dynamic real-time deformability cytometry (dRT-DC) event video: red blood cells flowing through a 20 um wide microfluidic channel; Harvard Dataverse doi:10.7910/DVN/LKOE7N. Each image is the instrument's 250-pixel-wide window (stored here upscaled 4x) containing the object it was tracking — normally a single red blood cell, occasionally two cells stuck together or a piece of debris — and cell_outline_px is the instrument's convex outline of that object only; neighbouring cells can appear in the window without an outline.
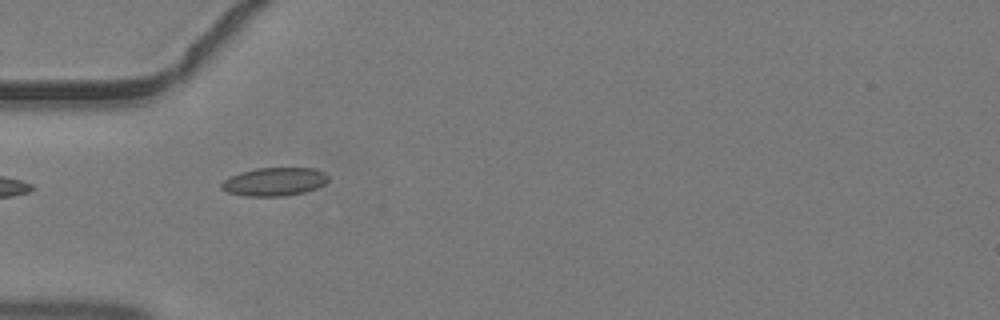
{"species": "common noctule bat (a hibernating species)", "species_latin": "Nyctalus noctula", "temperature_condition": "warm", "stored_images_in_passage": 31, "camera_frame_rate_fps": 3000, "um_per_image_px": 0.085, "animal": {"sex": "male", "body_mass_g": 19.2, "forearm_length_mm": 51.8}, "frame": {"image": 1, "passage_image": 1, "time_ms": 0.0, "image_size_px": [1000, 320], "cell_outline_px": [[328, 180], [324, 184], [316, 188], [304, 192], [284, 196], [244, 196], [228, 192], [220, 188], [220, 184], [228, 176], [240, 172], [256, 168], [316, 168], [324, 172], [328, 176]], "centroid_in_image_um": [23.3, 15.44], "position_along_channel_um": 61.7, "area_um2": 17.74}}
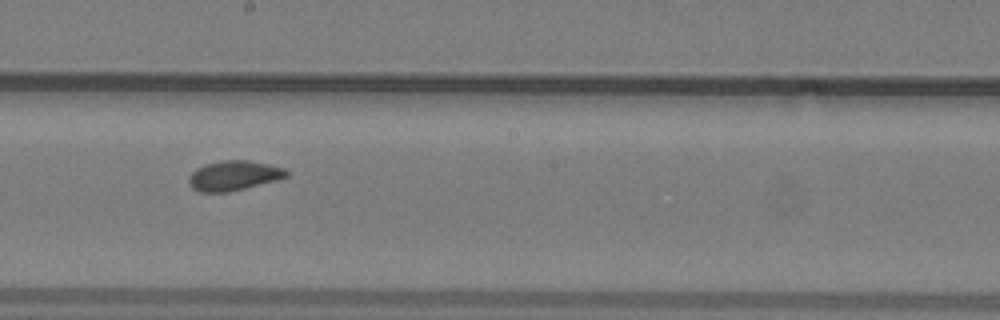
{"frame": {"image": 2, "passage_image": 12, "time_ms": 3.667, "image_size_px": [1000, 320], "cell_outline_px": [[288, 176], [276, 180], [228, 192], [200, 192], [192, 188], [188, 184], [188, 176], [196, 168], [204, 164], [224, 160], [248, 160], [268, 164], [284, 168], [288, 172]], "centroid_in_image_um": [19.83, 14.92], "position_along_channel_um": 228.4, "area_um2": 16.94}}
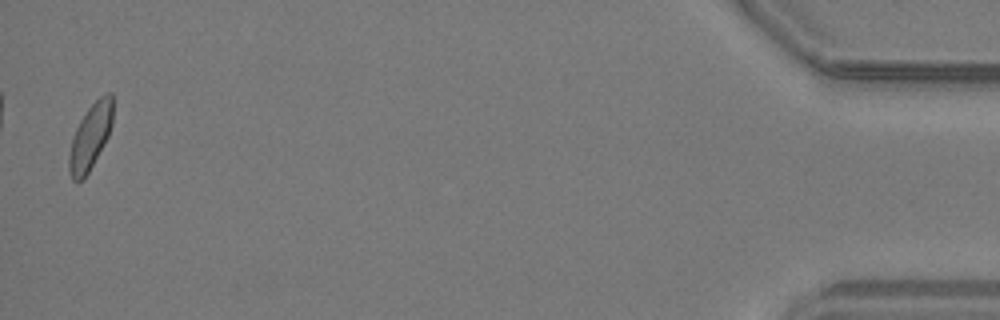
{"frame": {"image": 3, "passage_image": 31, "time_ms": 10.0, "image_size_px": [1000, 320], "cell_outline_px": [[112, 124], [108, 136], [104, 144], [84, 180], [72, 180], [68, 168], [68, 156], [72, 140], [76, 128], [80, 120], [88, 108], [100, 96], [108, 92], [112, 92]], "centroid_in_image_um": [7.67, 11.63], "position_along_channel_um": 427.5, "area_um2": 16.59}}